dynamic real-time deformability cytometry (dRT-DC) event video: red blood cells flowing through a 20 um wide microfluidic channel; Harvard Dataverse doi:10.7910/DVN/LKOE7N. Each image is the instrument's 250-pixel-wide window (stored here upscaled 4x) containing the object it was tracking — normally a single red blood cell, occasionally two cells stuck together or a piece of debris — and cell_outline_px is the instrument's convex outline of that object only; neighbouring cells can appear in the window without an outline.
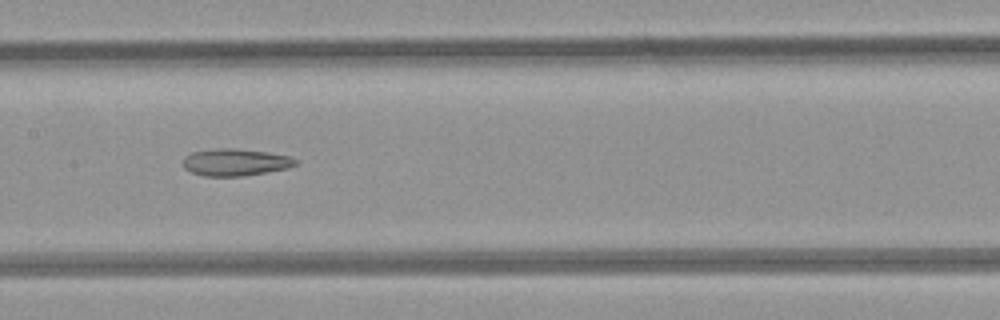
{"species": "common noctule bat (a hibernating species)", "species_latin": "Nyctalus noctula", "temperature_condition": "room temperature", "stored_images_in_passage": 11, "camera_frame_rate_fps": 3000, "um_per_image_px": 0.085, "animal": {"sex": "female", "body_mass_g": 21.9}, "frame": {"image": 1, "passage_image": 8, "time_ms": 9.0, "image_size_px": [1000, 320], "cell_outline_px": [[296, 164], [288, 168], [244, 176], [204, 176], [192, 172], [184, 168], [184, 156], [192, 152], [220, 148], [236, 148], [268, 152], [292, 156], [296, 160]], "centroid_in_image_um": [20.02, 13.78], "position_along_channel_um": 187.4, "area_um2": 17.74}}
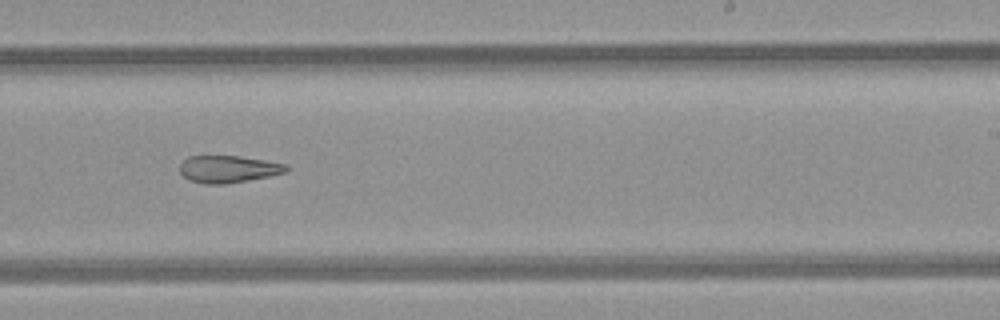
{"frame": {"image": 2, "passage_image": 10, "time_ms": 11.0, "image_size_px": [1000, 320], "cell_outline_px": [[288, 172], [228, 184], [204, 184], [192, 180], [184, 176], [180, 172], [180, 164], [188, 156], [240, 156], [288, 164]], "centroid_in_image_um": [19.43, 14.37], "position_along_channel_um": 269.6, "area_um2": 16.82}}
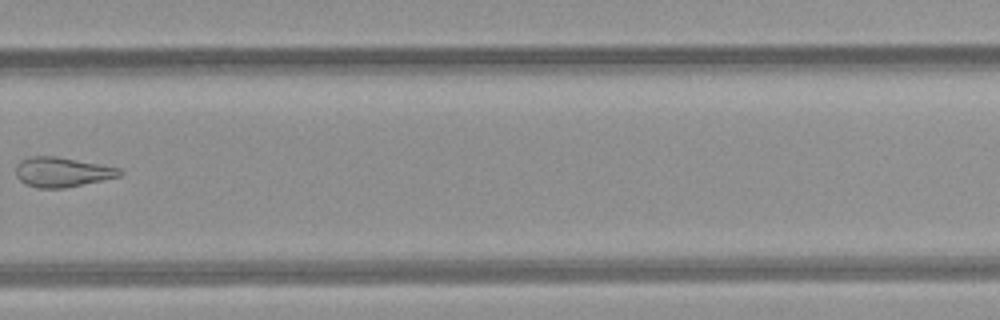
{"frame": {"image": 3, "passage_image": 11, "time_ms": 12.333, "image_size_px": [1000, 320], "cell_outline_px": [[124, 172], [120, 176], [104, 180], [64, 188], [36, 188], [24, 184], [16, 176], [16, 164], [20, 160], [28, 156], [56, 156], [120, 168]], "centroid_in_image_um": [5.25, 14.63], "position_along_channel_um": 324.6, "area_um2": 18.15}}